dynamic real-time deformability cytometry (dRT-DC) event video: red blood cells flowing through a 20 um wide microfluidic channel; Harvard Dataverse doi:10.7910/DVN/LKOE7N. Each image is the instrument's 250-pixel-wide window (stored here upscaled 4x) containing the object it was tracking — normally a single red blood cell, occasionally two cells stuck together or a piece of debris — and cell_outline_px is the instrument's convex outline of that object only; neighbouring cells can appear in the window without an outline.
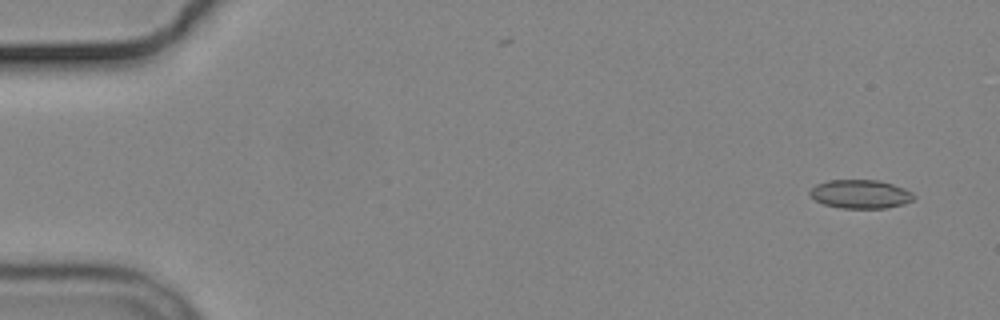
{"species": "common noctule bat (a hibernating species)", "species_latin": "Nyctalus noctula", "temperature_condition": "cold", "stored_images_in_passage": 57, "camera_frame_rate_fps": 3000, "um_per_image_px": 0.085, "animal": {"sex": "male", "body_mass_g": 19.2, "forearm_length_mm": 51.8}, "frame": {"image": 1, "passage_image": 4, "time_ms": 1.0, "image_size_px": [1000, 320], "cell_outline_px": [[916, 196], [912, 200], [904, 204], [888, 208], [844, 208], [824, 204], [816, 200], [808, 192], [816, 184], [828, 180], [880, 180], [904, 188], [912, 192]], "centroid_in_image_um": [73.16, 16.49], "position_along_channel_um": 11.8, "area_um2": 17.34}}
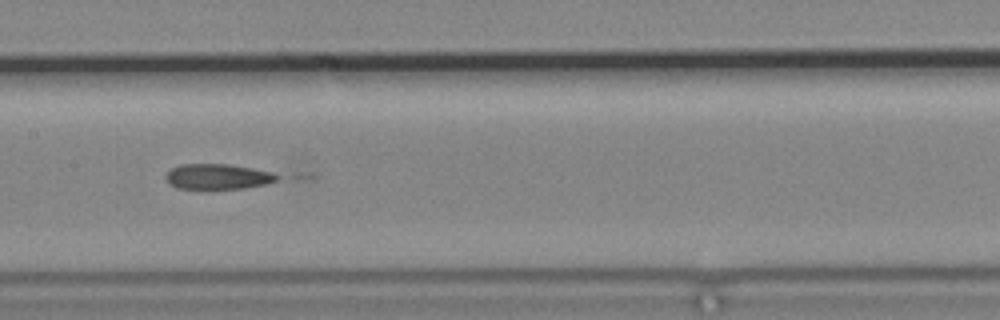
{"frame": {"image": 2, "passage_image": 29, "time_ms": 9.333, "image_size_px": [1000, 320], "cell_outline_px": [[280, 176], [276, 180], [268, 184], [244, 188], [200, 192], [176, 188], [168, 184], [164, 176], [172, 168], [180, 164], [228, 164], [252, 168], [272, 172]], "centroid_in_image_um": [18.45, 15.07], "position_along_channel_um": 189.0, "area_um2": 17.4}}
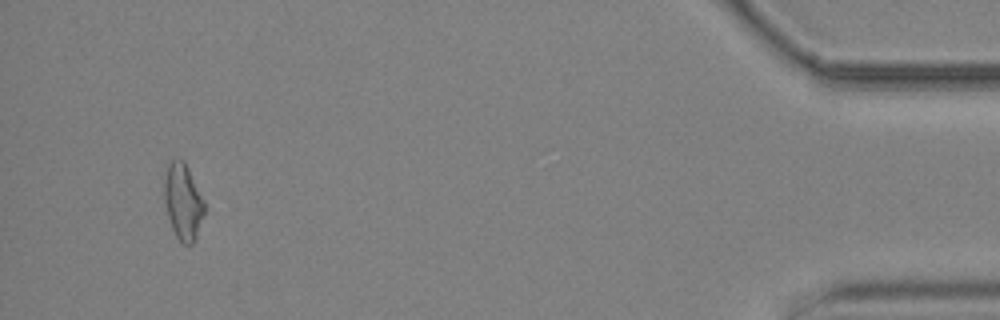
{"frame": {"image": 3, "passage_image": 54, "time_ms": 17.667, "image_size_px": [1000, 320], "cell_outline_px": [[204, 212], [196, 236], [192, 244], [184, 244], [176, 236], [172, 228], [164, 204], [164, 180], [168, 164], [176, 156], [180, 156], [184, 160], [204, 200]], "centroid_in_image_um": [15.54, 17.08], "position_along_channel_um": 419.7, "area_um2": 17.74}, "authors_computed_cell_mechanics": {"area_um2": 17.3978, "velocity_mm_per_s": 3.6745, "shape_relaxation_time_tau1_ms": 10.4256, "shape_relaxation_time_tau2_ms": null, "deformation_change_tau1": 0.2588, "deformation_change_tau2": null}}